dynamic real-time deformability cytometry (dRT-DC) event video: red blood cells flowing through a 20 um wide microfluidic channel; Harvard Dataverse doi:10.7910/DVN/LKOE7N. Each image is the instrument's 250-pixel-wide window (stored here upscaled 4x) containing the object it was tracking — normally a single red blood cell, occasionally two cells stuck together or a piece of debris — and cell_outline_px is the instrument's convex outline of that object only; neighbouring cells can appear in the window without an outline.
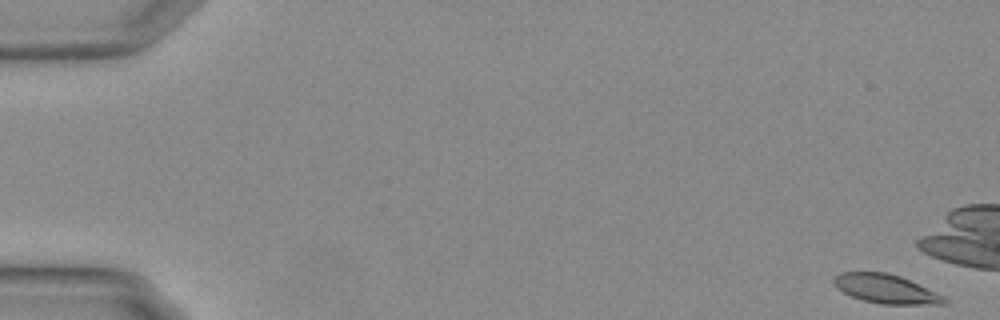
{"species": "Egyptian fruit bat (a non-hibernating species)", "species_latin": "Rousettus aegyptiacus", "temperature_condition": "warm", "stored_images_in_passage": 56, "camera_frame_rate_fps": 3000, "um_per_image_px": 0.085, "animal": {"sex": "female"}, "frame": {"image": 1, "passage_image": 1, "time_ms": 0.0, "image_size_px": [1000, 320], "cell_outline_px": [[948, 300], [944, 304], [880, 304], [864, 300], [852, 296], [836, 288], [832, 280], [840, 272], [888, 272], [900, 276], [944, 296]], "centroid_in_image_um": [75.28, 24.55], "position_along_channel_um": 9.7, "area_um2": 18.44}}
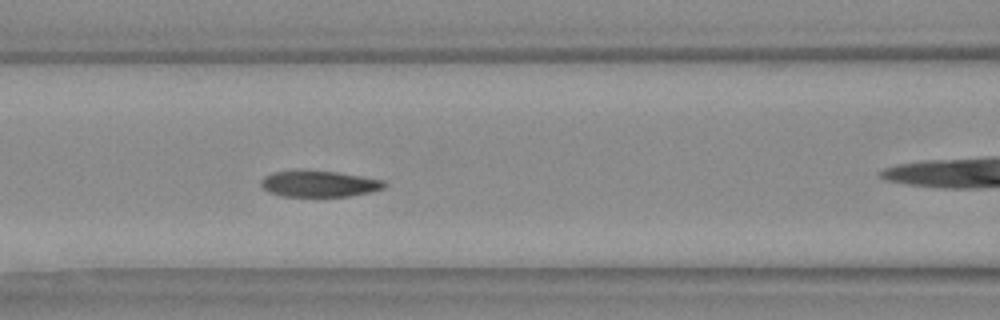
{"frame": {"image": 2, "passage_image": 24, "time_ms": 7.667, "image_size_px": [1000, 320], "cell_outline_px": [[388, 184], [384, 188], [368, 192], [348, 196], [284, 196], [268, 192], [260, 184], [260, 180], [264, 176], [272, 172], [296, 168], [300, 168], [336, 172], [384, 180]], "centroid_in_image_um": [27.06, 15.58], "position_along_channel_um": 139.5, "area_um2": 19.25}}
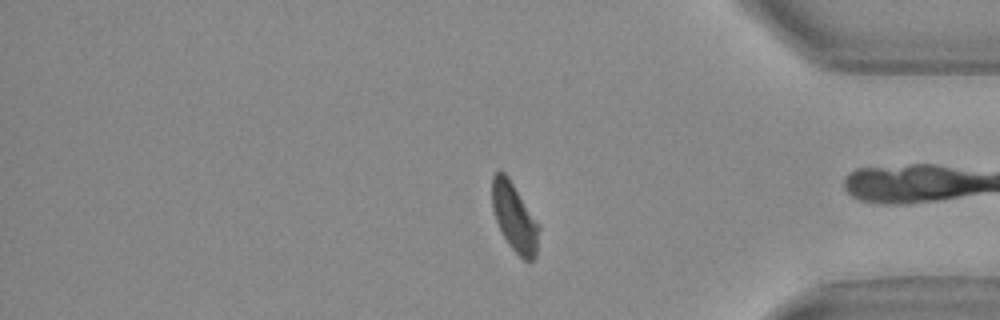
{"frame": {"image": 3, "passage_image": 46, "time_ms": 15.0, "image_size_px": [1000, 320], "cell_outline_px": [[540, 228], [536, 256], [532, 260], [524, 260], [508, 244], [496, 220], [492, 208], [492, 176], [496, 172], [504, 172], [508, 176], [540, 224]], "centroid_in_image_um": [43.75, 18.46], "position_along_channel_um": 391.5, "area_um2": 18.67}, "authors_computed_cell_mechanics": {"area_um2": 19.2474, "velocity_mm_per_s": 3.7153, "shape_relaxation_time_tau1_ms": 8.336, "shape_relaxation_time_tau2_ms": 2.3118, "deformation_change_tau1": 0.1966, "deformation_change_tau2": 0.0788}}